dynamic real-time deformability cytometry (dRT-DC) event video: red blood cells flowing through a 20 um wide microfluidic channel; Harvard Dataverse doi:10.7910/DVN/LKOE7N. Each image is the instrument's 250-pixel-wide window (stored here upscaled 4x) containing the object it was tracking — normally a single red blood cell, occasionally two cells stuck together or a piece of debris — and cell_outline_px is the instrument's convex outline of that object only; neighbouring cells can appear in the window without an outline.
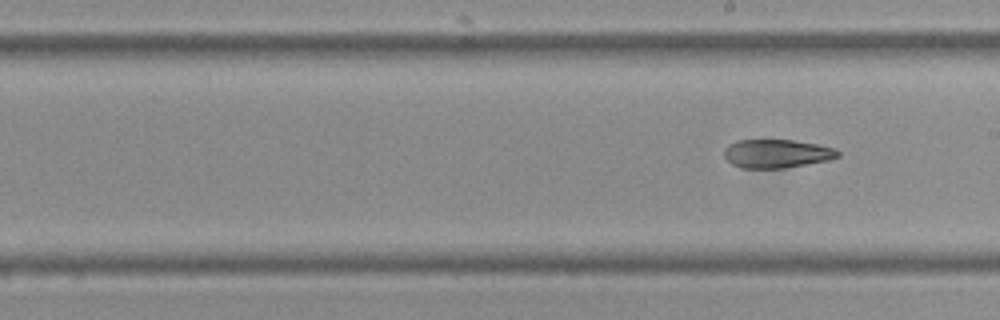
{"species": "Egyptian fruit bat (a non-hibernating species)", "species_latin": "Rousettus aegyptiacus", "temperature_condition": "cold", "stored_images_in_passage": 30, "segment_of_instrument_passage": [2, 2], "camera_frame_rate_fps": 3000, "um_per_image_px": 0.085, "frame": {"image": 1, "passage_image": 30, "time_ms": 9.667, "image_size_px": [1000, 320], "cell_outline_px": [[840, 156], [828, 160], [784, 168], [740, 168], [732, 164], [724, 156], [724, 148], [728, 144], [736, 140], [792, 140], [816, 144], [836, 148], [840, 152]], "centroid_in_image_um": [66.01, 13.05], "position_along_channel_um": 223.0, "area_um2": 18.96}}